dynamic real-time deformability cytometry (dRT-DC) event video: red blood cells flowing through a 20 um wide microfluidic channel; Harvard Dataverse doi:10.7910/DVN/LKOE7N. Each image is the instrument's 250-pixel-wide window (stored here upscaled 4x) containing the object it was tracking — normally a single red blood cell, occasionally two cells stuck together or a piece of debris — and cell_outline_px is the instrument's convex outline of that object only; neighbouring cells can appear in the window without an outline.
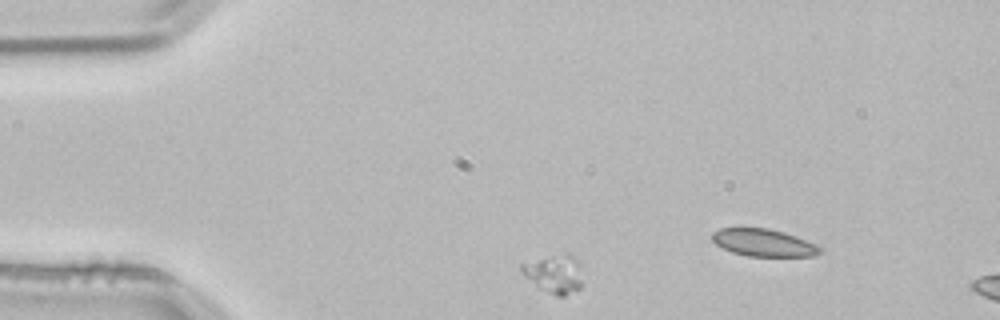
{"species": "common noctule bat (a hibernating species)", "species_latin": "Nyctalus noctula", "temperature_condition": "room temperature", "stored_images_in_passage": 2, "camera_frame_rate_fps": 3000, "um_per_image_px": 0.085, "animal": {"sex": "male", "body_mass_g": 21.5, "forearm_length_mm": 52.0}, "frame": {"image": 1, "passage_image": 1, "time_ms": 0.0, "image_size_px": [1000, 320], "cell_outline_px": [[580, 288], [564, 296], [556, 296], [540, 288], [524, 276], [520, 272], [520, 264], [564, 252], [568, 252], [576, 260], [580, 280]], "centroid_in_image_um": [47.06, 23.27], "position_along_channel_um": 37.9, "area_um2": 13.24}}